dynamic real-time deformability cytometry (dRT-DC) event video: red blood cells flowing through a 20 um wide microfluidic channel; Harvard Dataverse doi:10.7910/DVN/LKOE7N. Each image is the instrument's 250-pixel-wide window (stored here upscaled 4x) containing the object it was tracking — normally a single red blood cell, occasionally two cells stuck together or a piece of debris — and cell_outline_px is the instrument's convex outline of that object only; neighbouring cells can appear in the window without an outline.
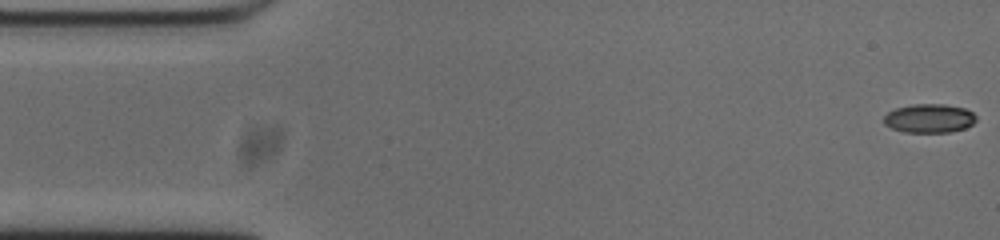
{"species": "common noctule bat (a hibernating species)", "species_latin": "Nyctalus noctula", "temperature_condition": "cold", "stored_images_in_passage": 54, "camera_frame_rate_fps": 3000, "um_per_image_px": 0.085, "animal": {"sex": "male", "body_mass_g": 20.0, "forearm_length_mm": 53.3}, "frame": {"image": 1, "passage_image": 1, "time_ms": 0.0, "image_size_px": [1000, 240], "cell_outline_px": [[976, 120], [972, 124], [964, 128], [948, 132], [904, 132], [892, 128], [884, 124], [884, 116], [888, 112], [896, 108], [912, 104], [944, 104], [964, 108], [972, 112], [976, 116]], "centroid_in_image_um": [78.98, 10.05], "position_along_channel_um": 6.0, "area_um2": 15.43}}
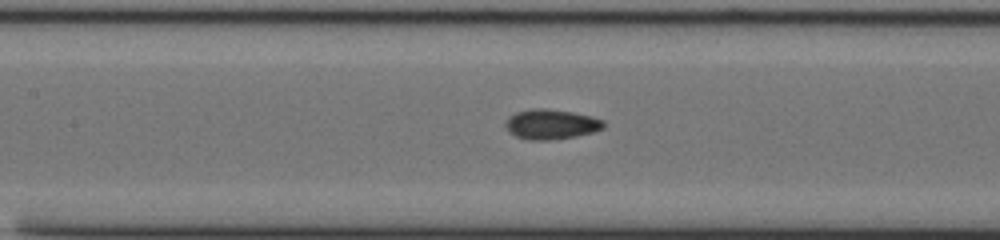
{"frame": {"image": 2, "passage_image": 23, "time_ms": 7.333, "image_size_px": [1000, 240], "cell_outline_px": [[604, 128], [592, 132], [576, 136], [552, 140], [528, 140], [516, 136], [508, 132], [504, 124], [508, 116], [516, 112], [532, 108], [544, 108], [572, 112], [592, 116], [604, 120]], "centroid_in_image_um": [46.82, 10.56], "position_along_channel_um": 160.6, "area_um2": 17.28}}
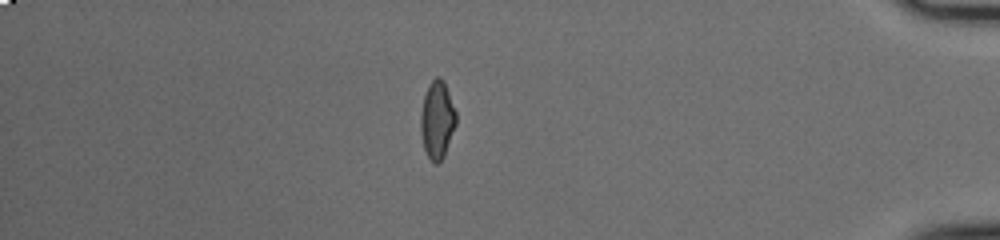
{"frame": {"image": 3, "passage_image": 46, "time_ms": 15.0, "image_size_px": [1000, 240], "cell_outline_px": [[456, 124], [444, 156], [436, 164], [428, 156], [424, 148], [420, 132], [420, 112], [424, 96], [428, 84], [436, 76], [440, 76], [444, 80], [456, 112]], "centroid_in_image_um": [37.15, 10.14], "position_along_channel_um": 398.1, "area_um2": 16.07}, "authors_computed_cell_mechanics": {"area_um2": 16.0973, "velocity_mm_per_s": 3.7356, "shape_relaxation_time_tau1_ms": null, "shape_relaxation_time_tau2_ms": 1.2732, "deformation_change_tau1": null, "deformation_change_tau2": 0.0585}}